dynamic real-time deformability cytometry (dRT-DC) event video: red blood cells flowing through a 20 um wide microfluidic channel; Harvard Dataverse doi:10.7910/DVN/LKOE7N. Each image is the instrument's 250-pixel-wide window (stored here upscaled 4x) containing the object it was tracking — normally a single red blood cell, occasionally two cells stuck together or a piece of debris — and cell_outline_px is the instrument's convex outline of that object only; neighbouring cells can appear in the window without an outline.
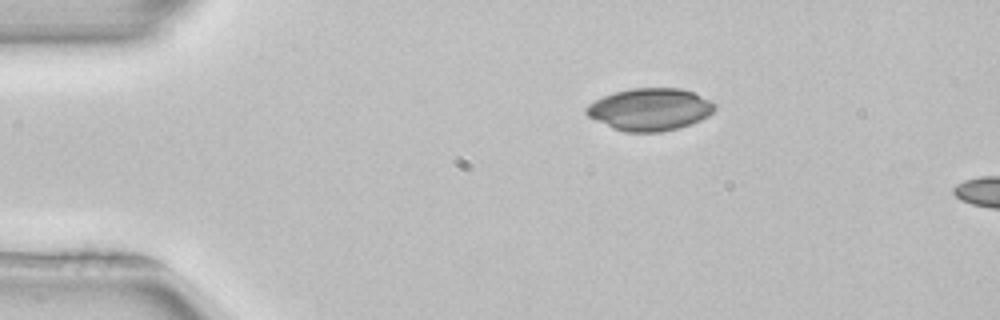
{"species": "common noctule bat (a hibernating species)", "species_latin": "Nyctalus noctula", "temperature_condition": "room temperature", "stored_images_in_passage": 5, "camera_frame_rate_fps": 3000, "um_per_image_px": 0.085, "animal": {"sex": "female", "body_mass_g": 22.7, "forearm_length_mm": 54.2}, "frame": {"image": 1, "passage_image": 1, "time_ms": 0.0, "image_size_px": [1000, 320], "cell_outline_px": [[716, 108], [708, 116], [692, 124], [680, 128], [660, 132], [624, 132], [612, 128], [588, 116], [584, 112], [584, 108], [588, 104], [604, 96], [616, 92], [632, 88], [680, 88], [692, 92], [716, 104]], "centroid_in_image_um": [55.24, 9.31], "position_along_channel_um": 29.8, "area_um2": 31.62}}